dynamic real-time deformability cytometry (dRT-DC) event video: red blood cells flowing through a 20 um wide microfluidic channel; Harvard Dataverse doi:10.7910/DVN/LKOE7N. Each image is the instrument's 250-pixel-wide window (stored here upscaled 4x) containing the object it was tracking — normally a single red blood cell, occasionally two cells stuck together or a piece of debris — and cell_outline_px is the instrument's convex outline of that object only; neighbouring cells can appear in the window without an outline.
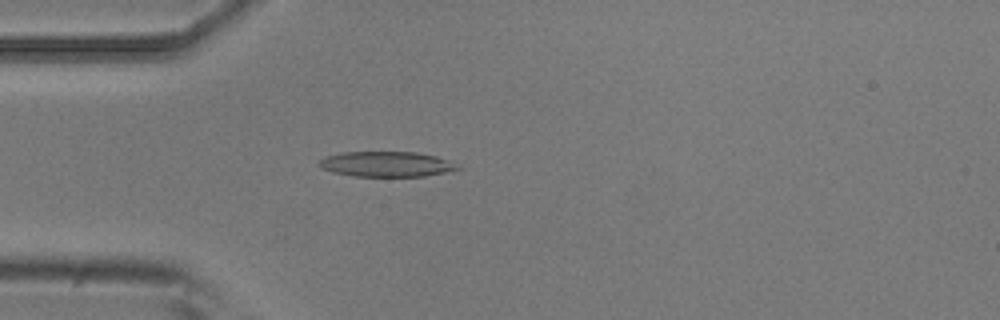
{"species": "common noctule bat (a hibernating species)", "species_latin": "Nyctalus noctula", "temperature_condition": "room temperature", "stored_images_in_passage": 4, "camera_frame_rate_fps": 3000, "um_per_image_px": 0.085, "animal": {"sex": "male", "body_mass_g": 20.5, "forearm_length_mm": 52.5}, "frame": {"image": 1, "passage_image": 4, "time_ms": 1.0, "image_size_px": [1000, 320], "cell_outline_px": [[464, 168], [424, 176], [356, 176], [332, 172], [320, 168], [320, 160], [324, 156], [340, 152], [416, 152], [436, 156], [460, 164]], "centroid_in_image_um": [32.87, 13.94], "position_along_channel_um": 52.1, "area_um2": 20.46}}